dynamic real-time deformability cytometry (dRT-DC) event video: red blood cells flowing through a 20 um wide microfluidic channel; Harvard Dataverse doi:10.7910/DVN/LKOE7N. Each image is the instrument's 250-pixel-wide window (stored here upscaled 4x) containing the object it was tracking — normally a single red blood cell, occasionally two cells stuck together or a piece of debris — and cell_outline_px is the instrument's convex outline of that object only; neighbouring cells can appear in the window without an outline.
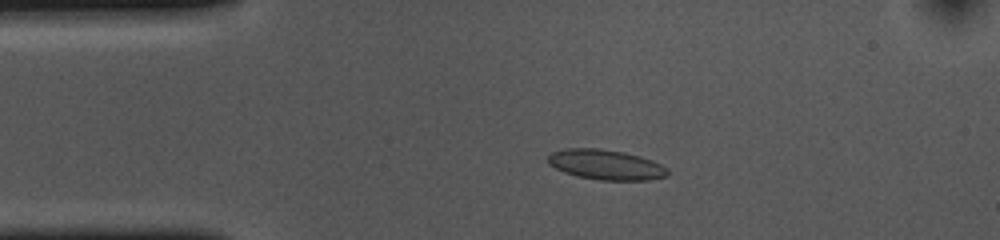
{"species": "common noctule bat (a hibernating species)", "species_latin": "Nyctalus noctula", "temperature_condition": "cold", "stored_images_in_passage": 53, "camera_frame_rate_fps": 3000, "um_per_image_px": 0.085, "animal": {"sex": "female", "body_mass_g": 10.0, "forearm_length_mm": 53.1}, "frame": {"image": 1, "passage_image": 10, "time_ms": 3.0, "image_size_px": [1000, 240], "cell_outline_px": [[668, 176], [648, 180], [600, 180], [576, 176], [564, 172], [548, 164], [548, 156], [552, 152], [564, 148], [600, 148], [624, 152], [640, 156], [652, 160], [668, 168]], "centroid_in_image_um": [51.5, 13.99], "position_along_channel_um": 33.5, "area_um2": 21.1}}
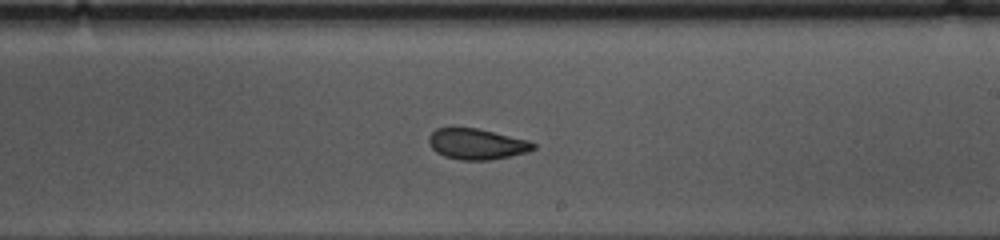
{"frame": {"image": 2, "passage_image": 30, "time_ms": 9.667, "image_size_px": [1000, 240], "cell_outline_px": [[536, 148], [528, 152], [488, 160], [460, 160], [444, 156], [436, 152], [428, 144], [428, 136], [436, 128], [476, 128], [528, 140], [536, 144]], "centroid_in_image_um": [40.5, 12.24], "position_along_channel_um": 248.5, "area_um2": 18.67}}
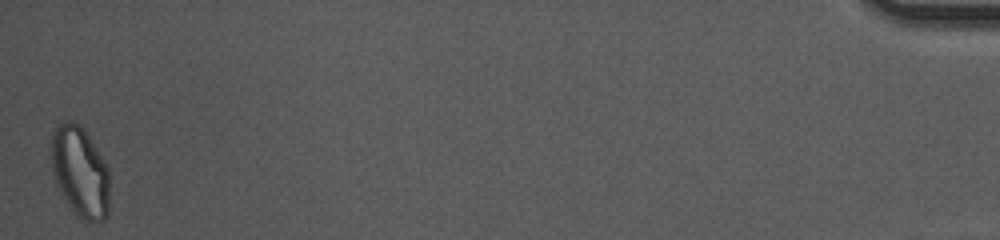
{"frame": {"image": 3, "passage_image": 53, "time_ms": 17.333, "image_size_px": [1000, 240], "cell_outline_px": [[108, 216], [104, 220], [84, 220], [76, 216], [60, 192], [56, 184], [48, 152], [52, 132], [56, 124], [60, 120], [72, 120], [80, 124], [96, 148], [108, 168]], "centroid_in_image_um": [6.74, 14.54], "position_along_channel_um": 428.5, "area_um2": 31.21}, "authors_computed_cell_mechanics": {"area_um2": 19.9988, "velocity_mm_per_s": 3.6445, "shape_relaxation_time_tau1_ms": 3.6683, "shape_relaxation_time_tau2_ms": 1.8638, "deformation_change_tau1": 0.0959, "deformation_change_tau2": 0.0587}}